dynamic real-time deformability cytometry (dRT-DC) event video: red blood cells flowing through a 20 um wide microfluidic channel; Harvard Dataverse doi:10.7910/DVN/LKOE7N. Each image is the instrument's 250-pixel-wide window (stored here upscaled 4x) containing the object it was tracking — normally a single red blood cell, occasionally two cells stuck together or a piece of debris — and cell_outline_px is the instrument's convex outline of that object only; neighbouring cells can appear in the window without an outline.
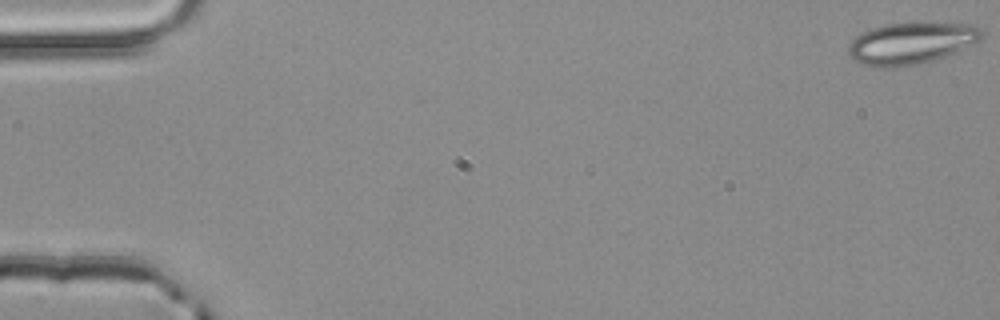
{"species": "common noctule bat (a hibernating species)", "species_latin": "Nyctalus noctula", "temperature_condition": "room temperature", "stored_images_in_passage": 4, "camera_frame_rate_fps": 3000, "um_per_image_px": 0.085, "animal": {"sex": "male", "body_mass_g": 20.4}, "frame": {"image": 1, "passage_image": 1, "time_ms": 0.0, "image_size_px": [1000, 320], "cell_outline_px": [[984, 36], [956, 52], [948, 56], [920, 64], [896, 68], [876, 68], [864, 64], [848, 56], [848, 44], [856, 36], [872, 28], [884, 24], [972, 24], [980, 28], [984, 32]], "centroid_in_image_um": [77.42, 3.71], "position_along_channel_um": 7.6, "area_um2": 32.19}}